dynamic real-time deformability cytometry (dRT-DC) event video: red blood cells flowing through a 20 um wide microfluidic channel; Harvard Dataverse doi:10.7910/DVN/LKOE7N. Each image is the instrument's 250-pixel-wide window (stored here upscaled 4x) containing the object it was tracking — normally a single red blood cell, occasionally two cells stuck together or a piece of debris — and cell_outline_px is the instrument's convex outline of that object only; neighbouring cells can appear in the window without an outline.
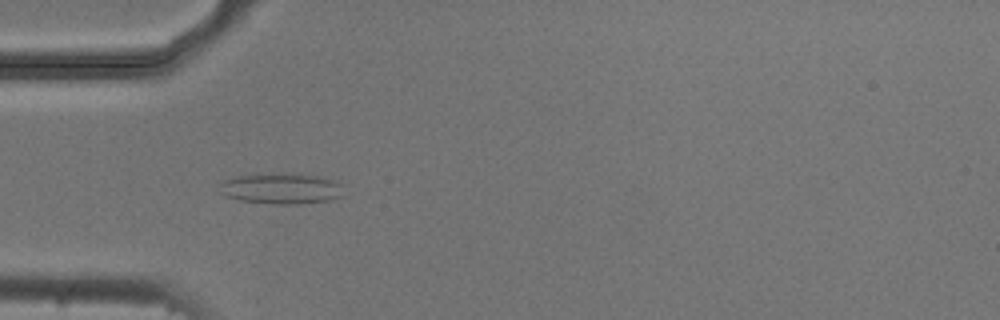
{"species": "common noctule bat (a hibernating species)", "species_latin": "Nyctalus noctula", "temperature_condition": "cold", "stored_images_in_passage": 47, "camera_frame_rate_fps": 3000, "um_per_image_px": 0.085, "animal": {"sex": "male", "body_mass_g": 20.5, "forearm_length_mm": 52.5}, "frame": {"image": 1, "passage_image": 9, "time_ms": 2.667, "image_size_px": [1000, 320], "cell_outline_px": [[344, 196], [328, 200], [300, 204], [272, 204], [240, 200], [224, 196], [216, 188], [216, 184], [224, 180], [236, 176], [324, 176], [336, 180], [340, 184]], "centroid_in_image_um": [23.88, 16.08], "position_along_channel_um": 61.1, "area_um2": 21.68}}
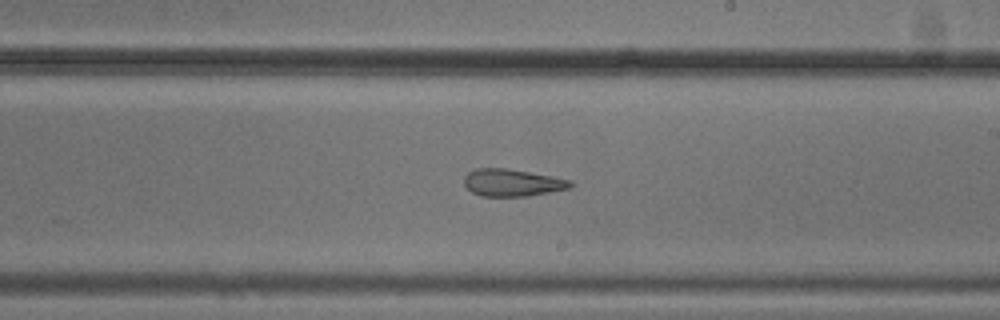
{"frame": {"image": 2, "passage_image": 24, "time_ms": 7.667, "image_size_px": [1000, 320], "cell_outline_px": [[572, 184], [568, 188], [528, 196], [480, 196], [472, 192], [464, 184], [464, 176], [468, 172], [476, 168], [504, 168], [528, 172], [572, 180]], "centroid_in_image_um": [43.49, 15.52], "position_along_channel_um": 245.5, "area_um2": 16.65}}
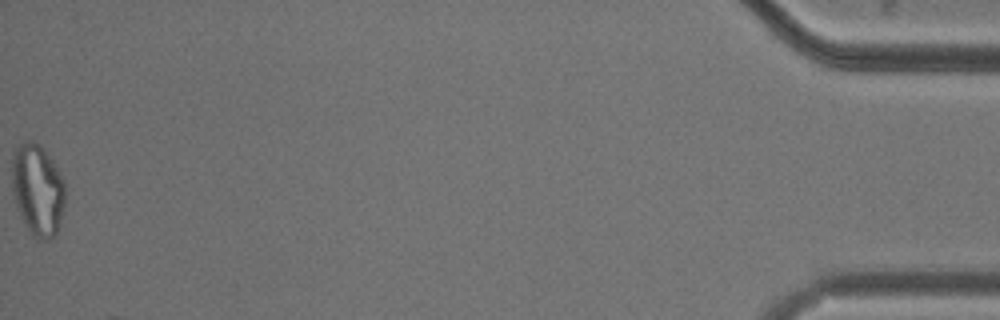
{"frame": {"image": 3, "passage_image": 47, "time_ms": 15.333, "image_size_px": [1000, 320], "cell_outline_px": [[64, 204], [60, 224], [56, 236], [48, 240], [40, 240], [32, 236], [24, 224], [16, 208], [12, 192], [12, 156], [16, 148], [24, 140], [32, 140], [52, 160], [64, 180]], "centroid_in_image_um": [3.18, 16.19], "position_along_channel_um": 432.0, "area_um2": 28.55}, "authors_computed_cell_mechanics": {"area_um2": 20.23, "velocity_mm_per_s": 3.7108, "shape_relaxation_time_tau1_ms": null, "shape_relaxation_time_tau2_ms": 3.2409, "deformation_change_tau1": null, "deformation_change_tau2": 0.1176}}